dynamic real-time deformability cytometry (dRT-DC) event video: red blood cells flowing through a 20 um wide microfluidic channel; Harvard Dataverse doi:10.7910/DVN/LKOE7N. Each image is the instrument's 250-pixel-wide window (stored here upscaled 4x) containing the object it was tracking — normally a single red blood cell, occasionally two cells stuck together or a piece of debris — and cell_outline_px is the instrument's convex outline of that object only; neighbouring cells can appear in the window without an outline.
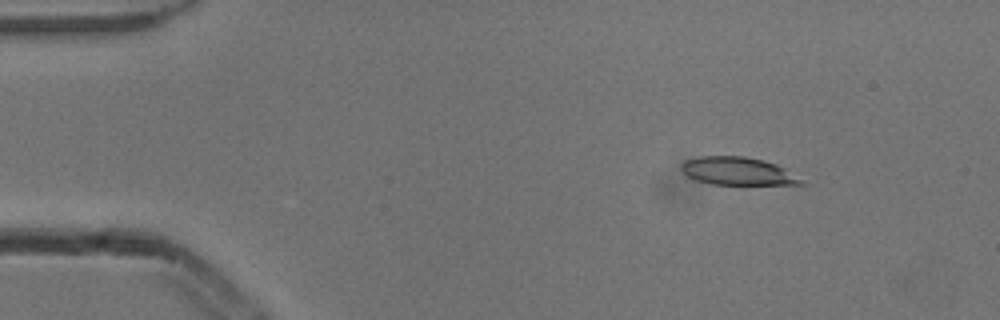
{"species": "common noctule bat (a hibernating species)", "species_latin": "Nyctalus noctula", "temperature_condition": "cold", "stored_images_in_passage": 4, "camera_frame_rate_fps": 3000, "um_per_image_px": 0.085, "animal": {"sex": "male", "body_mass_g": 13.3}, "frame": {"image": 1, "passage_image": 2, "time_ms": 0.333, "image_size_px": [1000, 320], "cell_outline_px": [[808, 184], [800, 188], [712, 184], [696, 180], [688, 176], [680, 168], [680, 164], [684, 160], [700, 156], [744, 156], [764, 160], [788, 168]], "centroid_in_image_um": [62.93, 14.62], "position_along_channel_um": 22.1, "area_um2": 21.04}}